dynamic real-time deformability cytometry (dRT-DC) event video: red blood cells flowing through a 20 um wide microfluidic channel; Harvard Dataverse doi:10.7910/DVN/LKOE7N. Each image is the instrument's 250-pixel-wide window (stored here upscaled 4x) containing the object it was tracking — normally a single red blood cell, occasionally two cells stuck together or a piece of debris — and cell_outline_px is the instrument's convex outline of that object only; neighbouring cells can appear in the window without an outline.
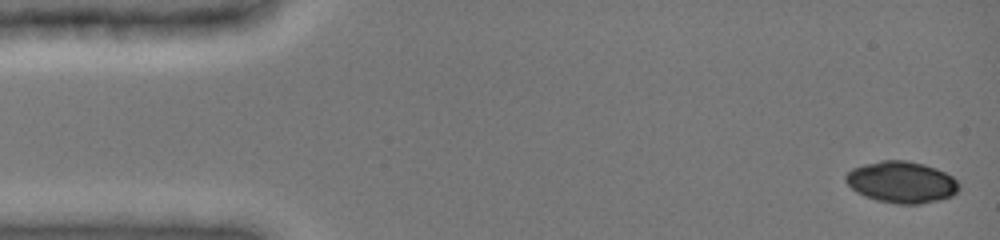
{"species": "common noctule bat (a hibernating species)", "species_latin": "Nyctalus noctula", "temperature_condition": "cold", "stored_images_in_passage": 6, "camera_frame_rate_fps": 3000, "um_per_image_px": 0.085, "animal": {"sex": "female", "body_mass_g": 19.0, "forearm_length_mm": 51.5}, "frame": {"image": 1, "passage_image": 1, "time_ms": 0.0, "image_size_px": [1000, 240], "cell_outline_px": [[960, 188], [952, 196], [920, 204], [896, 204], [876, 200], [864, 196], [852, 188], [848, 184], [844, 176], [852, 168], [884, 160], [904, 160], [924, 164], [936, 168], [952, 176], [956, 180]], "centroid_in_image_um": [76.64, 15.49], "position_along_channel_um": 8.4, "area_um2": 27.17}}
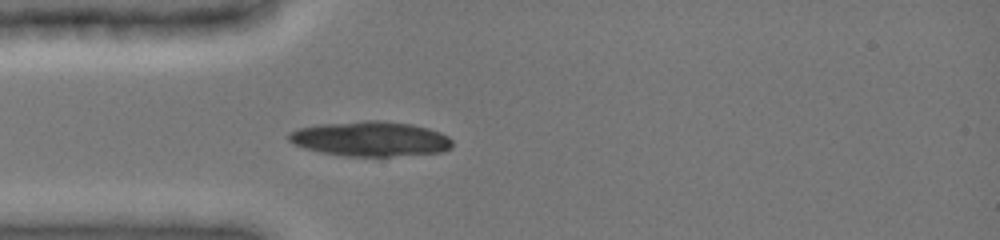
{"frame": {"image": 2, "passage_image": 6, "time_ms": 4.0, "image_size_px": [1000, 240], "cell_outline_px": [[452, 148], [440, 152], [388, 156], [348, 156], [320, 152], [304, 148], [288, 140], [288, 132], [300, 128], [320, 124], [364, 120], [380, 120], [412, 124], [428, 128], [440, 132], [448, 136], [452, 140]], "centroid_in_image_um": [31.49, 11.79], "position_along_channel_um": 53.5, "area_um2": 33.18}}